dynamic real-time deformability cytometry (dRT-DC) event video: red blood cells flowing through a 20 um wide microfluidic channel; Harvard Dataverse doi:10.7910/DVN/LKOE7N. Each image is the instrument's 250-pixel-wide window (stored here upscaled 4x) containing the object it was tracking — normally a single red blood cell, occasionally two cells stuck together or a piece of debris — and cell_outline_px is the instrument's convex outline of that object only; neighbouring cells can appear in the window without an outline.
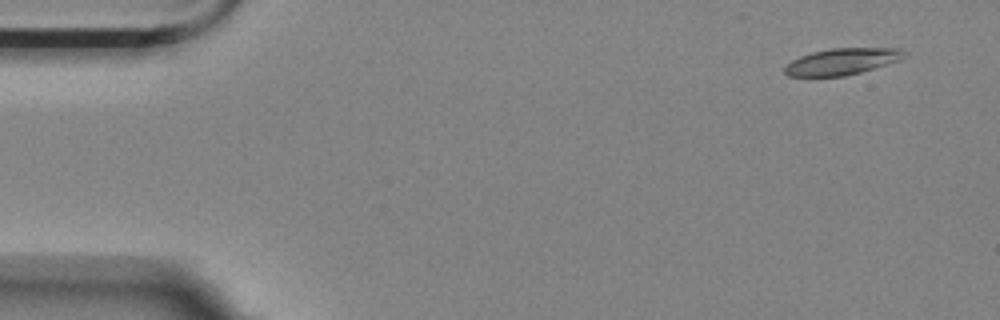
{"species": "Egyptian fruit bat (a non-hibernating species)", "species_latin": "Rousettus aegyptiacus", "temperature_condition": "room temperature", "stored_images_in_passage": 13, "camera_frame_rate_fps": 3000, "um_per_image_px": 0.085, "animal": {"sex": "female"}, "frame": {"image": 1, "passage_image": 1, "time_ms": 0.0, "image_size_px": [1000, 320], "cell_outline_px": [[908, 56], [900, 60], [860, 72], [844, 76], [788, 76], [784, 72], [784, 64], [800, 56], [812, 52], [828, 48], [900, 48], [908, 52]], "centroid_in_image_um": [71.58, 5.21], "position_along_channel_um": 13.4, "area_um2": 18.61}}
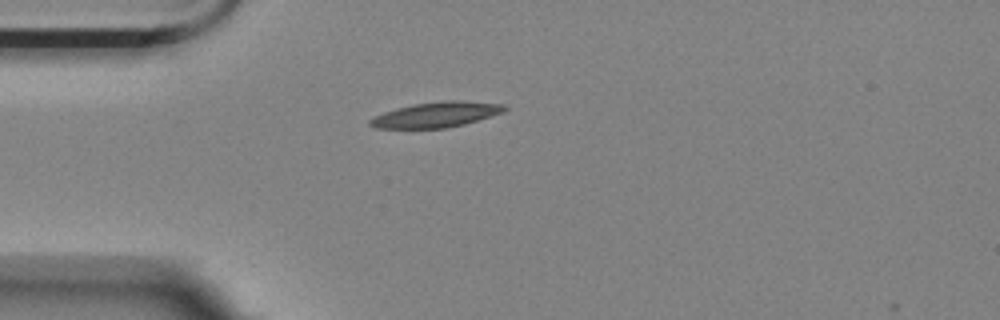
{"frame": {"image": 2, "passage_image": 12, "time_ms": 3.667, "image_size_px": [1000, 320], "cell_outline_px": [[508, 108], [504, 112], [464, 124], [444, 128], [376, 128], [368, 124], [368, 120], [384, 112], [396, 108], [412, 104], [444, 100], [464, 100], [504, 104]], "centroid_in_image_um": [37.1, 9.73], "position_along_channel_um": 47.9, "area_um2": 19.88}}